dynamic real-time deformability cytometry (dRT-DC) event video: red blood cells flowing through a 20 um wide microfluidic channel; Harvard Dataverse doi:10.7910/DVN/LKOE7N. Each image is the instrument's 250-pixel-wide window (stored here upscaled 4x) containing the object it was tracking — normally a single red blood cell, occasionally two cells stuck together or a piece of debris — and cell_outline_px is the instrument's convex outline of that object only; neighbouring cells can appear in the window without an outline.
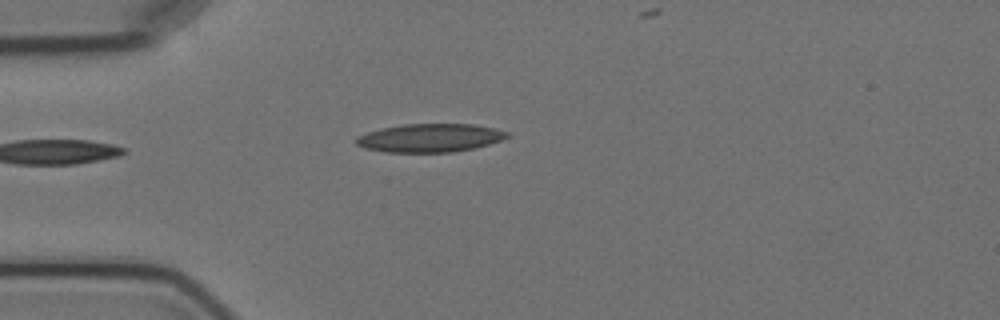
{"species": "Egyptian fruit bat (a non-hibernating species)", "species_latin": "Rousettus aegyptiacus", "temperature_condition": "cold", "stored_images_in_passage": 4, "camera_frame_rate_fps": 3000, "um_per_image_px": 0.085, "animal": {"sex": "female"}, "frame": {"image": 1, "passage_image": 2, "time_ms": 2.0, "image_size_px": [1000, 320], "cell_outline_px": [[512, 136], [488, 144], [472, 148], [452, 152], [384, 152], [364, 148], [356, 144], [356, 136], [380, 128], [404, 124], [472, 124], [496, 128], [508, 132]], "centroid_in_image_um": [36.54, 11.72], "position_along_channel_um": 48.5, "area_um2": 24.97}}
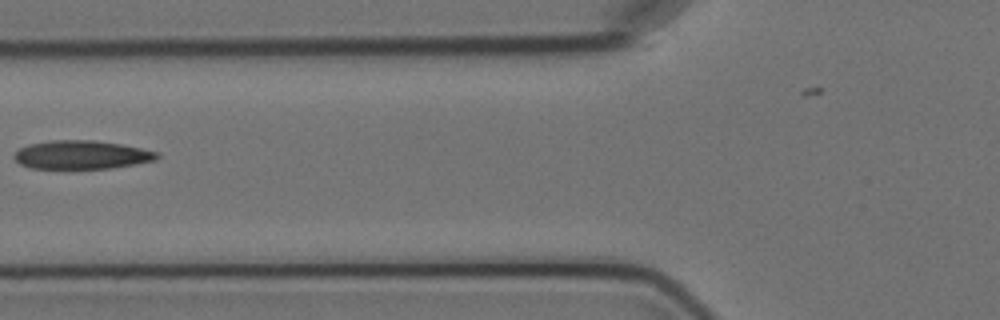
{"frame": {"image": 2, "passage_image": 4, "time_ms": 4.333, "image_size_px": [1000, 320], "cell_outline_px": [[160, 156], [156, 160], [112, 168], [32, 168], [20, 164], [12, 156], [20, 148], [28, 144], [52, 140], [92, 140], [120, 144], [160, 152]], "centroid_in_image_um": [6.94, 13.15], "position_along_channel_um": 118.9, "area_um2": 23.64}}